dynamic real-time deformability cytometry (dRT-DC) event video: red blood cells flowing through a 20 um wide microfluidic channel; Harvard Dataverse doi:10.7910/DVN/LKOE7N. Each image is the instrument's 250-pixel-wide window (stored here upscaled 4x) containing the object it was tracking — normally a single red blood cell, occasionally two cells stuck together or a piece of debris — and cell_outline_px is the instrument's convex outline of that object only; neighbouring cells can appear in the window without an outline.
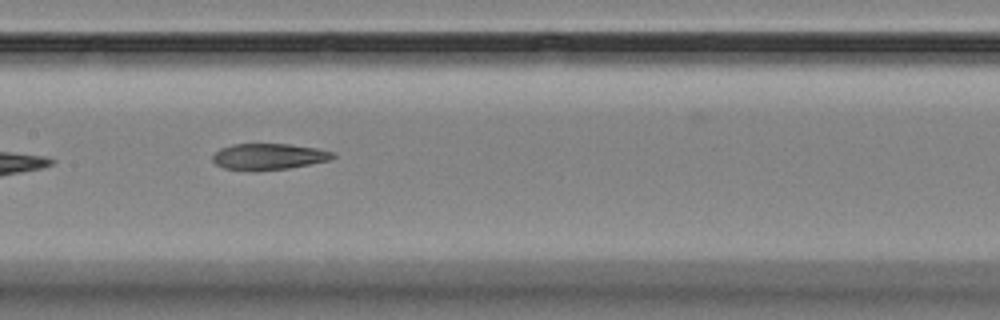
{"species": "Egyptian fruit bat (a non-hibernating species)", "species_latin": "Rousettus aegyptiacus", "temperature_condition": "room temperature", "stored_images_in_passage": 14, "camera_frame_rate_fps": 3000, "um_per_image_px": 0.085, "animal": {"sex": "female"}, "frame": {"image": 1, "passage_image": 6, "time_ms": 5.667, "image_size_px": [1000, 320], "cell_outline_px": [[336, 156], [328, 160], [288, 168], [224, 168], [216, 164], [212, 160], [212, 156], [220, 148], [232, 144], [288, 144], [316, 148], [336, 152]], "centroid_in_image_um": [22.87, 13.26], "position_along_channel_um": 184.5, "area_um2": 17.57}}
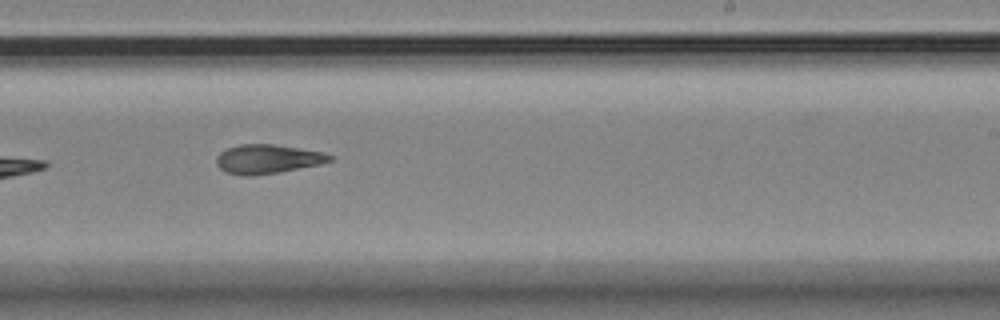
{"frame": {"image": 2, "passage_image": 8, "time_ms": 8.0, "image_size_px": [1000, 320], "cell_outline_px": [[332, 160], [320, 164], [280, 172], [252, 176], [240, 176], [224, 172], [216, 164], [216, 156], [220, 152], [228, 148], [240, 144], [276, 144], [320, 152], [332, 156]], "centroid_in_image_um": [22.68, 13.53], "position_along_channel_um": 266.3, "area_um2": 19.25}}
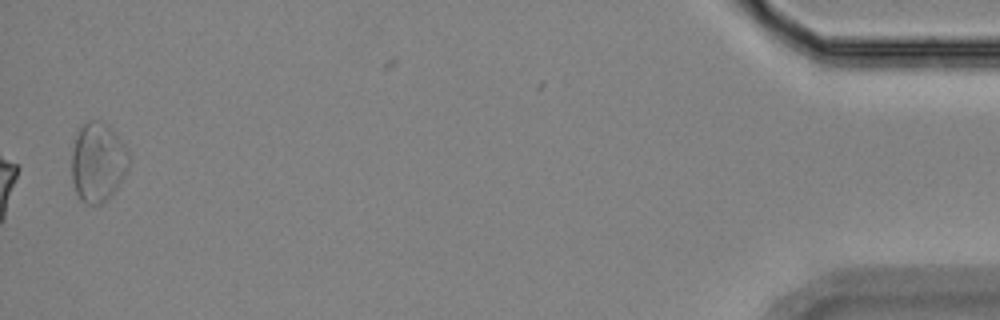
{"frame": {"image": 3, "passage_image": 14, "time_ms": 15.0, "image_size_px": [1000, 320], "cell_outline_px": [[132, 160], [128, 172], [112, 192], [100, 204], [84, 204], [80, 200], [76, 192], [72, 180], [72, 152], [76, 132], [80, 124], [88, 120], [100, 120], [108, 124], [112, 128], [128, 148], [132, 156]], "centroid_in_image_um": [8.35, 13.72], "position_along_channel_um": 426.9, "area_um2": 27.17}}